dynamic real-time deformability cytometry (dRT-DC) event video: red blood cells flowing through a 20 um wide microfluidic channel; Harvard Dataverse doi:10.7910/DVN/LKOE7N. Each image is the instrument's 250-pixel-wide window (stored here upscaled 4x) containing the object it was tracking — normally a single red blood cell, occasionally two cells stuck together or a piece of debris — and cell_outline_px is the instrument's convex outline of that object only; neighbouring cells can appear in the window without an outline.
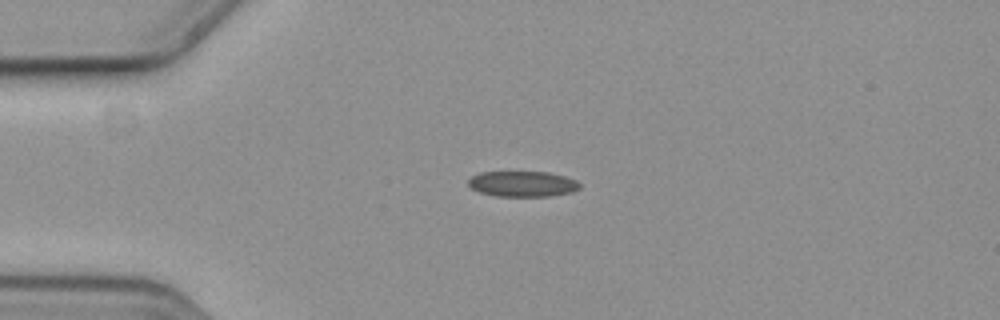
{"species": "common noctule bat (a hibernating species)", "species_latin": "Nyctalus noctula", "temperature_condition": "cold", "stored_images_in_passage": 44, "camera_frame_rate_fps": 3000, "um_per_image_px": 0.085, "animal": {"sex": "female", "body_mass_g": 19.3, "forearm_length_mm": 54.1}, "frame": {"image": 1, "passage_image": 1, "time_ms": 0.0, "image_size_px": [1000, 320], "cell_outline_px": [[580, 188], [572, 192], [552, 196], [496, 196], [480, 192], [472, 188], [468, 184], [468, 180], [472, 176], [480, 172], [548, 172], [564, 176], [576, 180], [580, 184]], "centroid_in_image_um": [44.43, 15.63], "position_along_channel_um": 40.6, "area_um2": 16.59}}
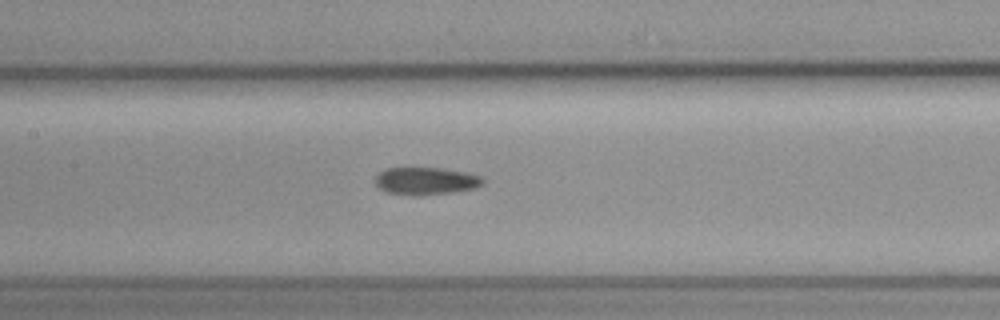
{"frame": {"image": 2, "passage_image": 14, "time_ms": 4.333, "image_size_px": [1000, 320], "cell_outline_px": [[484, 184], [476, 188], [452, 192], [416, 196], [388, 192], [380, 188], [376, 184], [376, 176], [380, 172], [388, 168], [444, 168], [464, 172], [480, 176], [484, 180]], "centroid_in_image_um": [36.23, 15.38], "position_along_channel_um": 171.2, "area_um2": 17.11}}
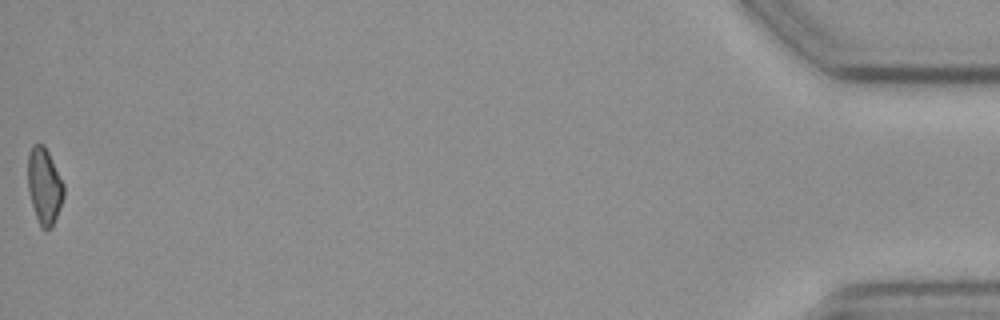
{"frame": {"image": 3, "passage_image": 44, "time_ms": 14.333, "image_size_px": [1000, 320], "cell_outline_px": [[64, 196], [60, 208], [52, 228], [40, 228], [32, 204], [28, 188], [28, 152], [32, 144], [44, 144], [64, 184]], "centroid_in_image_um": [3.77, 15.8], "position_along_channel_um": 431.4, "area_um2": 15.9}}